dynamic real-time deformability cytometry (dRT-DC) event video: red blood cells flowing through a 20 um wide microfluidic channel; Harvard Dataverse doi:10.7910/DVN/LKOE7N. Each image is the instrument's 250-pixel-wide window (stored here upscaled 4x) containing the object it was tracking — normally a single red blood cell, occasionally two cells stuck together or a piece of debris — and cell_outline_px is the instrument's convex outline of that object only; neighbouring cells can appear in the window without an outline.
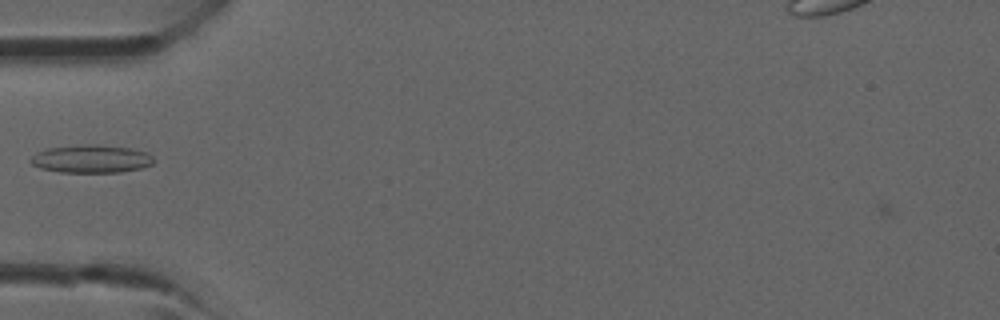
{"species": "common noctule bat (a hibernating species)", "species_latin": "Nyctalus noctula", "temperature_condition": "room temperature", "stored_images_in_passage": 28, "camera_frame_rate_fps": 3000, "um_per_image_px": 0.085, "animal": {"sex": "male", "forearm_length_mm": 52.5}, "frame": {"image": 1, "passage_image": 1, "time_ms": 0.0, "image_size_px": [1000, 320], "cell_outline_px": [[156, 160], [152, 164], [144, 168], [120, 172], [60, 172], [40, 168], [32, 164], [28, 160], [36, 152], [44, 148], [84, 144], [100, 144], [128, 148], [148, 152]], "centroid_in_image_um": [7.76, 13.5], "position_along_channel_um": 77.2, "area_um2": 20.4}}
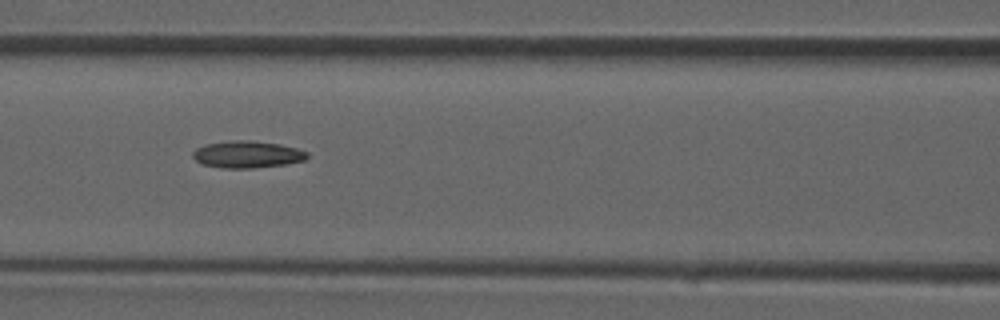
{"frame": {"image": 2, "passage_image": 5, "time_ms": 1.333, "image_size_px": [1000, 320], "cell_outline_px": [[308, 156], [304, 160], [284, 164], [252, 168], [224, 168], [204, 164], [196, 160], [192, 156], [192, 152], [196, 148], [204, 144], [232, 140], [252, 140], [280, 144], [296, 148], [308, 152]], "centroid_in_image_um": [21.0, 13.11], "position_along_channel_um": 145.6, "area_um2": 17.92}}
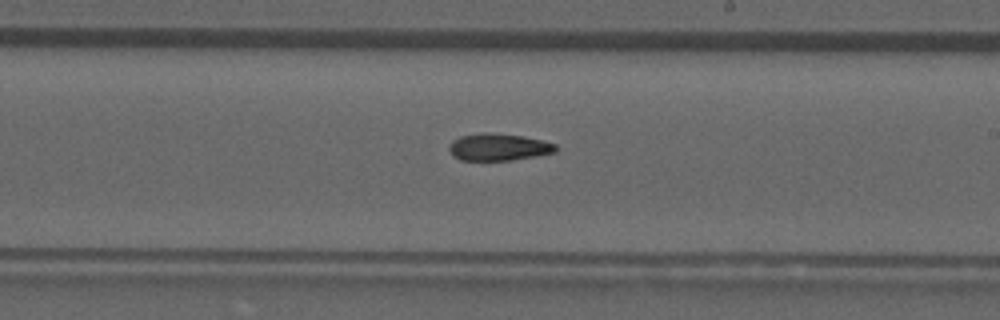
{"frame": {"image": 3, "passage_image": 11, "time_ms": 3.333, "image_size_px": [1000, 320], "cell_outline_px": [[560, 148], [556, 152], [536, 156], [508, 160], [460, 160], [452, 156], [448, 148], [448, 144], [452, 140], [460, 136], [480, 132], [488, 132], [524, 136], [556, 144]], "centroid_in_image_um": [42.35, 12.49], "position_along_channel_um": 246.6, "area_um2": 17.05}}